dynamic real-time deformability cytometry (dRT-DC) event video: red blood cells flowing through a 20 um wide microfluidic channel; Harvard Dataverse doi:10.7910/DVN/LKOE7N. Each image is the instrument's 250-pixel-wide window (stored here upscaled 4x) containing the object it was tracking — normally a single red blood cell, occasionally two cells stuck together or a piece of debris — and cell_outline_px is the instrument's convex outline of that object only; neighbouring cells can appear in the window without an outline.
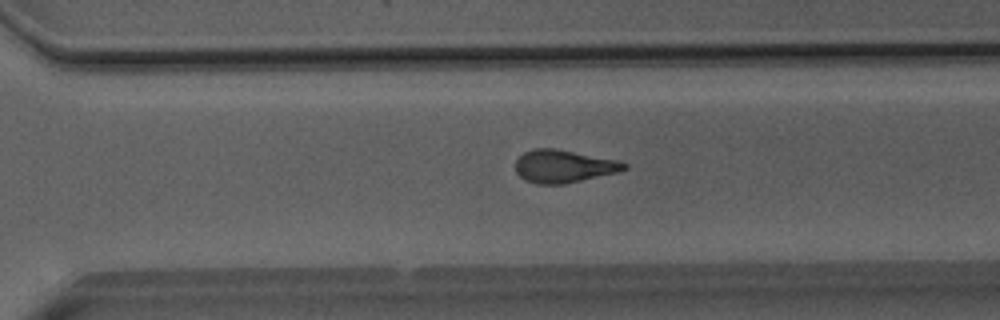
{"species": "Egyptian fruit bat (a non-hibernating species)", "species_latin": "Rousettus aegyptiacus", "temperature_condition": "room temperature", "stored_images_in_passage": 51, "camera_frame_rate_fps": 3000, "um_per_image_px": 0.085, "animal": {"sex": "male"}, "frame": {"image": 1, "passage_image": 36, "time_ms": 11.667, "image_size_px": [1000, 320], "cell_outline_px": [[628, 168], [620, 172], [564, 184], [536, 184], [524, 180], [516, 172], [516, 160], [524, 152], [532, 148], [556, 148], [620, 160], [628, 164]], "centroid_in_image_um": [47.94, 14.13], "position_along_channel_um": 322.7, "area_um2": 21.1}}
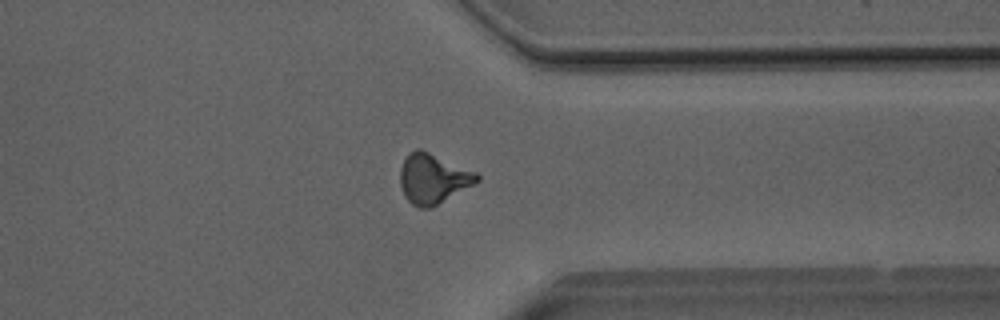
{"frame": {"image": 2, "passage_image": 40, "time_ms": 13.0, "image_size_px": [1000, 320], "cell_outline_px": [[480, 180], [432, 208], [420, 208], [412, 204], [404, 196], [400, 184], [400, 168], [408, 152], [416, 148], [420, 148], [476, 172], [480, 176]], "centroid_in_image_um": [36.78, 15.18], "position_along_channel_um": 374.6, "area_um2": 22.31}}
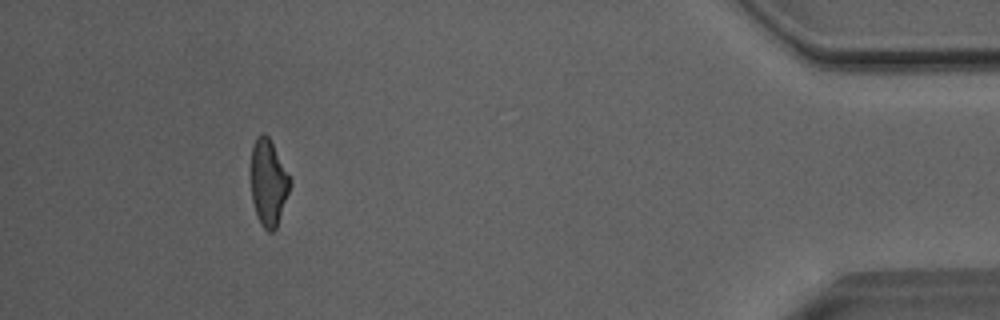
{"frame": {"image": 3, "passage_image": 47, "time_ms": 15.333, "image_size_px": [1000, 320], "cell_outline_px": [[292, 184], [276, 228], [272, 232], [268, 232], [260, 224], [256, 216], [252, 200], [252, 144], [256, 136], [260, 132], [264, 132], [268, 136], [292, 180]], "centroid_in_image_um": [22.82, 15.52], "position_along_channel_um": 412.4, "area_um2": 19.71}, "authors_computed_cell_mechanics": {"area_um2": 21.4438, "velocity_mm_per_s": 4.0929, "shape_relaxation_time_tau1_ms": null, "shape_relaxation_time_tau2_ms": 2.6295, "deformation_change_tau1": null, "deformation_change_tau2": 0.1209}}